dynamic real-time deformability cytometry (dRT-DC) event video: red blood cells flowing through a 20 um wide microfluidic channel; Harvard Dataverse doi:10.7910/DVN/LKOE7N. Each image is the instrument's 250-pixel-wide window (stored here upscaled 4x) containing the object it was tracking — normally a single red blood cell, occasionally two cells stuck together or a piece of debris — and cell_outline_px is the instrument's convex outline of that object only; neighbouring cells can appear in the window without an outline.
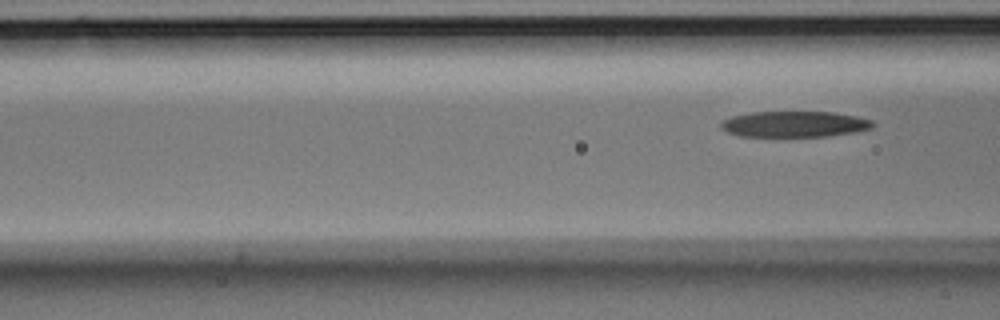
{"species": "Egyptian fruit bat (a non-hibernating species)", "species_latin": "Rousettus aegyptiacus", "temperature_condition": "room temperature", "stored_images_in_passage": 7, "segment_of_instrument_passage": [2, 2], "camera_frame_rate_fps": 3000, "um_per_image_px": 0.085, "animal": {"sex": "male"}, "frame": {"image": 1, "passage_image": 7, "time_ms": 2.0, "image_size_px": [1000, 320], "cell_outline_px": [[876, 124], [872, 128], [856, 132], [828, 136], [740, 136], [728, 132], [720, 128], [720, 124], [724, 120], [732, 116], [752, 112], [836, 112], [856, 116], [872, 120]], "centroid_in_image_um": [67.57, 10.55], "position_along_channel_um": 99.0, "area_um2": 22.95}}